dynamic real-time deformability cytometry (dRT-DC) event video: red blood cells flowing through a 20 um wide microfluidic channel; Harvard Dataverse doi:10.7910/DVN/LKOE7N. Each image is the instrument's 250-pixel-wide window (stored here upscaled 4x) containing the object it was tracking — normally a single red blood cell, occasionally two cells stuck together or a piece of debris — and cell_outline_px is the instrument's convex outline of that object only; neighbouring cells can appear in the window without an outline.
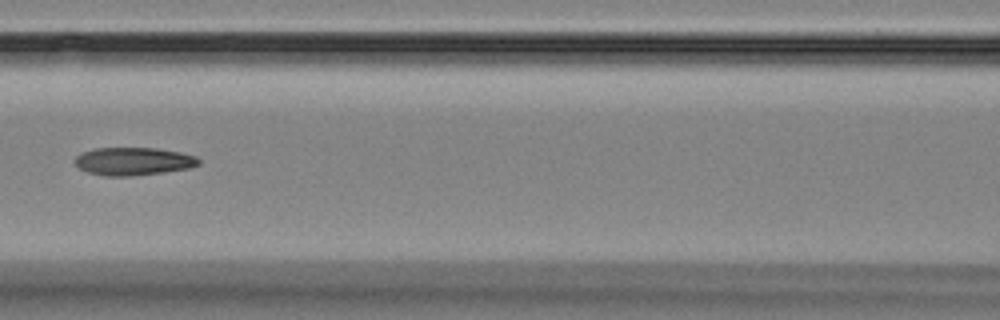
{"species": "Egyptian fruit bat (a non-hibernating species)", "species_latin": "Rousettus aegyptiacus", "temperature_condition": "room temperature", "stored_images_in_passage": 15, "camera_frame_rate_fps": 3000, "um_per_image_px": 0.085, "animal": {"sex": "female"}, "frame": {"image": 1, "passage_image": 6, "time_ms": 6.0, "image_size_px": [1000, 320], "cell_outline_px": [[200, 164], [188, 168], [164, 172], [128, 176], [104, 176], [88, 172], [80, 168], [76, 164], [76, 156], [84, 152], [96, 148], [156, 148], [180, 152], [196, 156], [200, 160]], "centroid_in_image_um": [11.36, 13.71], "position_along_channel_um": 155.2, "area_um2": 19.94}}
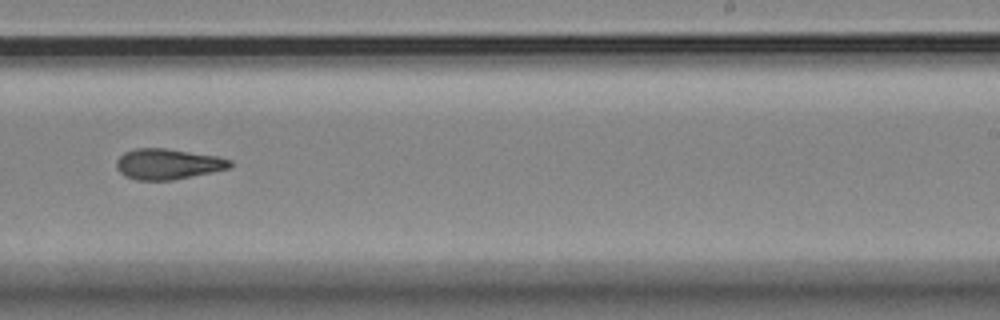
{"frame": {"image": 2, "passage_image": 9, "time_ms": 9.333, "image_size_px": [1000, 320], "cell_outline_px": [[232, 164], [228, 168], [172, 180], [136, 180], [124, 176], [116, 168], [116, 160], [124, 152], [136, 148], [164, 148], [216, 156], [232, 160]], "centroid_in_image_um": [14.21, 13.94], "position_along_channel_um": 274.8, "area_um2": 20.06}}
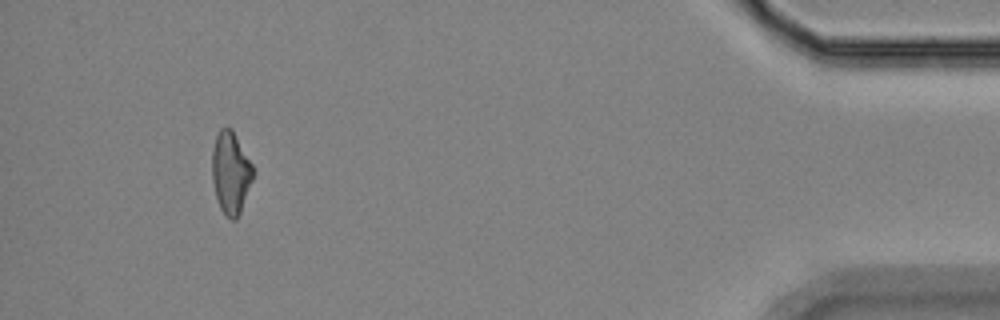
{"frame": {"image": 3, "passage_image": 14, "time_ms": 15.0, "image_size_px": [1000, 320], "cell_outline_px": [[252, 180], [240, 212], [236, 220], [232, 220], [224, 216], [220, 208], [216, 196], [212, 180], [212, 148], [216, 136], [220, 128], [232, 128], [252, 164]], "centroid_in_image_um": [19.58, 14.68], "position_along_channel_um": 415.6, "area_um2": 19.48}, "authors_computed_cell_mechanics": {"area_um2": 20.1144, "velocity_mm_per_s": 3.6055, "shape_relaxation_time_tau1_ms": null, "shape_relaxation_time_tau2_ms": 2.6163, "deformation_change_tau1": null, "deformation_change_tau2": 0.091}}